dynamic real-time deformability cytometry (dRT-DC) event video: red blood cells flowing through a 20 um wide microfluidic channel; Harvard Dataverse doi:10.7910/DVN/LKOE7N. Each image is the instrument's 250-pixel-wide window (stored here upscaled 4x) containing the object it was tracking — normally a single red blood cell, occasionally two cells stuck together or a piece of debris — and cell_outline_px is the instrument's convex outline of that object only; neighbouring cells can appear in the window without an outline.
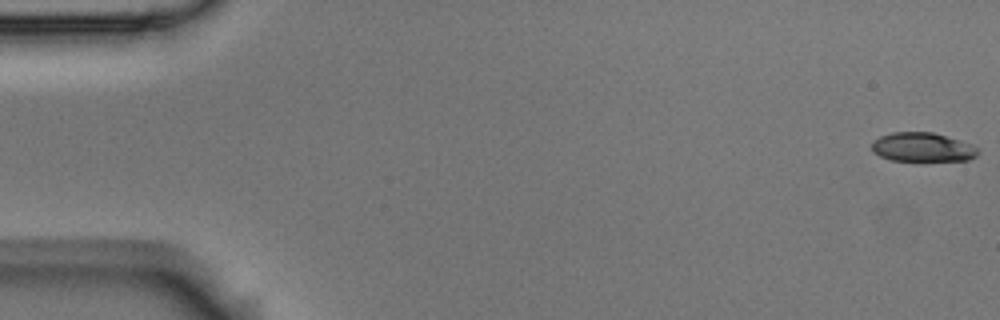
{"species": "Egyptian fruit bat (a non-hibernating species)", "species_latin": "Rousettus aegyptiacus", "temperature_condition": "room temperature", "stored_images_in_passage": 6, "segment_of_instrument_passage": [1, 2], "camera_frame_rate_fps": 3000, "um_per_image_px": 0.085, "animal": {"sex": "male"}, "frame": {"image": 1, "passage_image": 1, "time_ms": 0.0, "image_size_px": [1000, 320], "cell_outline_px": [[980, 152], [976, 156], [968, 160], [892, 160], [880, 156], [872, 152], [872, 140], [880, 136], [892, 132], [932, 132], [960, 140], [972, 144], [980, 148]], "centroid_in_image_um": [78.42, 12.5], "position_along_channel_um": 6.6, "area_um2": 18.03}}
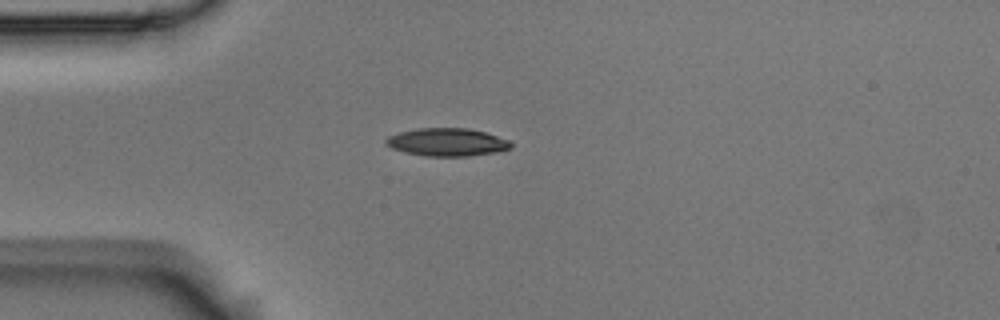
{"frame": {"image": 2, "passage_image": 5, "time_ms": 1.333, "image_size_px": [1000, 320], "cell_outline_px": [[512, 148], [496, 152], [468, 156], [428, 156], [404, 152], [392, 148], [384, 144], [384, 140], [388, 136], [400, 132], [420, 128], [468, 128], [484, 132], [508, 140], [512, 144]], "centroid_in_image_um": [37.98, 12.08], "position_along_channel_um": 47.0, "area_um2": 20.23}}